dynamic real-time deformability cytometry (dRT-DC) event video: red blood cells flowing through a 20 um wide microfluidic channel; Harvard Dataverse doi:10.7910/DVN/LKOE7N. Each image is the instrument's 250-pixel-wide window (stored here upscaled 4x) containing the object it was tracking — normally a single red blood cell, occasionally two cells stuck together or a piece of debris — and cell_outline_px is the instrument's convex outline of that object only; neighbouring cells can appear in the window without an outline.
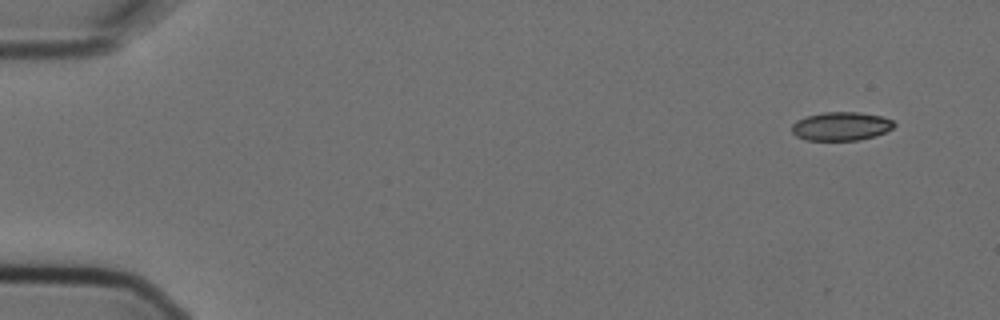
{"species": "Egyptian fruit bat (a non-hibernating species)", "species_latin": "Rousettus aegyptiacus", "temperature_condition": "cold", "stored_images_in_passage": 3, "camera_frame_rate_fps": 3000, "um_per_image_px": 0.085, "animal": {"sex": "female"}, "frame": {"image": 1, "passage_image": 1, "time_ms": 0.0, "image_size_px": [1000, 320], "cell_outline_px": [[896, 124], [892, 128], [876, 136], [856, 140], [804, 140], [796, 136], [792, 132], [792, 124], [796, 120], [804, 116], [824, 112], [860, 112], [880, 116], [892, 120]], "centroid_in_image_um": [71.45, 10.73], "position_along_channel_um": 13.5, "area_um2": 17.11}}